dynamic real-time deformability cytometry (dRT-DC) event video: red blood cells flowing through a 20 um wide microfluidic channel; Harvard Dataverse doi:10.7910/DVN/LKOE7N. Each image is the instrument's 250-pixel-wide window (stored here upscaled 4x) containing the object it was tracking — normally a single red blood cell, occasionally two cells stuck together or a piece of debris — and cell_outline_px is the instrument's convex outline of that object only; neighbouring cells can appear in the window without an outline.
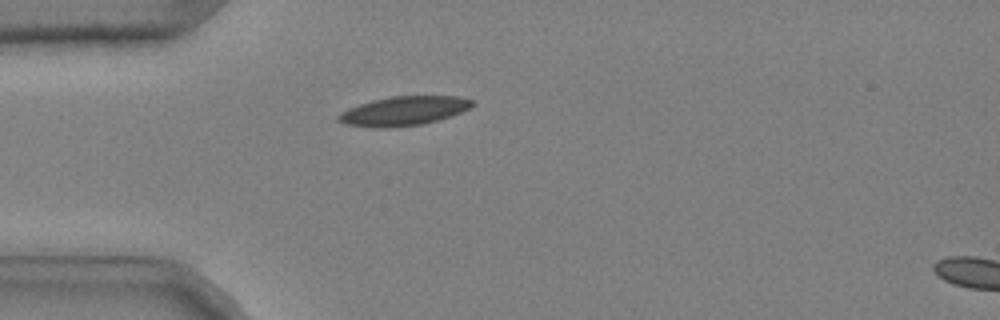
{"species": "common noctule bat (a hibernating species)", "species_latin": "Nyctalus noctula", "temperature_condition": "cold", "stored_images_in_passage": 38, "camera_frame_rate_fps": 3000, "um_per_image_px": 0.085, "animal": {"sex": "male", "body_mass_g": 20.4}, "frame": {"image": 1, "passage_image": 6, "time_ms": 1.667, "image_size_px": [1000, 320], "cell_outline_px": [[476, 104], [472, 108], [424, 124], [388, 128], [372, 128], [344, 124], [336, 120], [336, 116], [340, 112], [348, 108], [372, 100], [392, 96], [456, 96], [472, 100]], "centroid_in_image_um": [34.27, 9.44], "position_along_channel_um": 50.7, "area_um2": 22.89}}
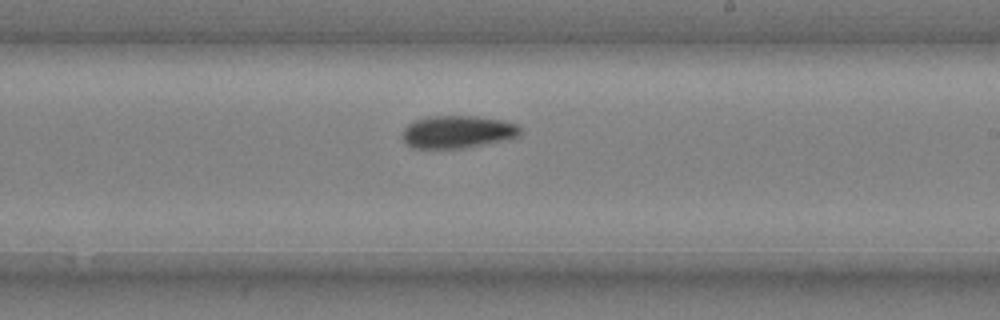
{"frame": {"image": 2, "passage_image": 23, "time_ms": 7.333, "image_size_px": [1000, 320], "cell_outline_px": [[520, 136], [508, 140], [464, 148], [412, 148], [404, 144], [400, 136], [400, 132], [412, 120], [428, 116], [476, 116], [504, 120], [516, 124], [520, 128]], "centroid_in_image_um": [38.84, 11.21], "position_along_channel_um": 250.2, "area_um2": 22.95}}
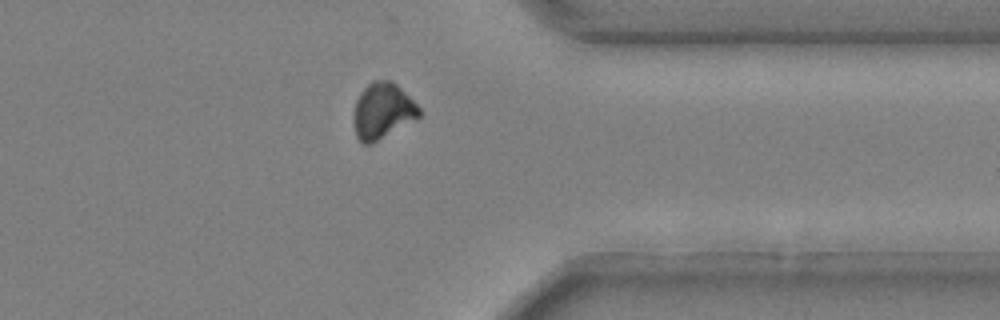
{"frame": {"image": 3, "passage_image": 34, "time_ms": 11.0, "image_size_px": [1000, 320], "cell_outline_px": [[420, 116], [416, 120], [372, 144], [364, 144], [356, 136], [356, 100], [360, 92], [372, 80], [392, 80], [420, 108]], "centroid_in_image_um": [32.56, 9.43], "position_along_channel_um": 378.8, "area_um2": 20.98}, "authors_computed_cell_mechanics": {"area_um2": 22.3397, "velocity_mm_per_s": 3.703, "shape_relaxation_time_tau1_ms": 3.8431, "shape_relaxation_time_tau2_ms": null, "deformation_change_tau1": 0.0887, "deformation_change_tau2": null}}